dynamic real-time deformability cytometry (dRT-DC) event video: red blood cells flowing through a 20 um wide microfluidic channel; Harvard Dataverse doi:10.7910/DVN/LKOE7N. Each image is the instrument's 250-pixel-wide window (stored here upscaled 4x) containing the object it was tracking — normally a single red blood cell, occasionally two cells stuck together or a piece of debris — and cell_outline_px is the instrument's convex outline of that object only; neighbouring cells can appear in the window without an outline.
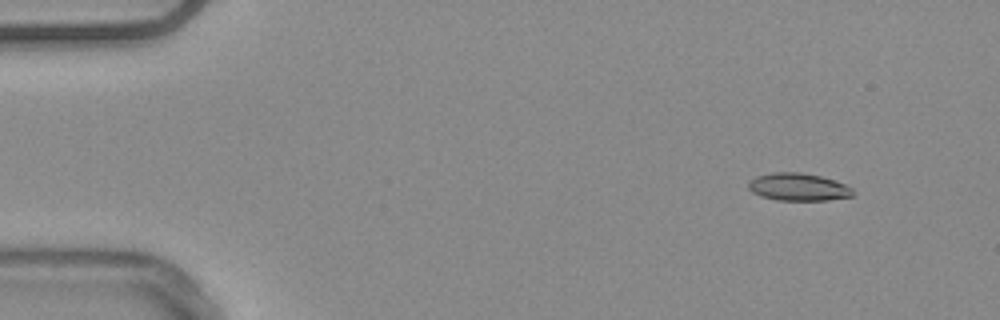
{"species": "common noctule bat (a hibernating species)", "species_latin": "Nyctalus noctula", "temperature_condition": "warm", "stored_images_in_passage": 51, "camera_frame_rate_fps": 3000, "um_per_image_px": 0.085, "animal": {"sex": "male", "body_mass_g": 20.4}, "frame": {"image": 1, "passage_image": 2, "time_ms": 0.333, "image_size_px": [1000, 320], "cell_outline_px": [[852, 196], [828, 200], [776, 200], [760, 196], [752, 192], [748, 188], [748, 180], [756, 176], [772, 172], [800, 172], [820, 176], [844, 184], [852, 188]], "centroid_in_image_um": [67.79, 15.89], "position_along_channel_um": 17.2, "area_um2": 16.76}}
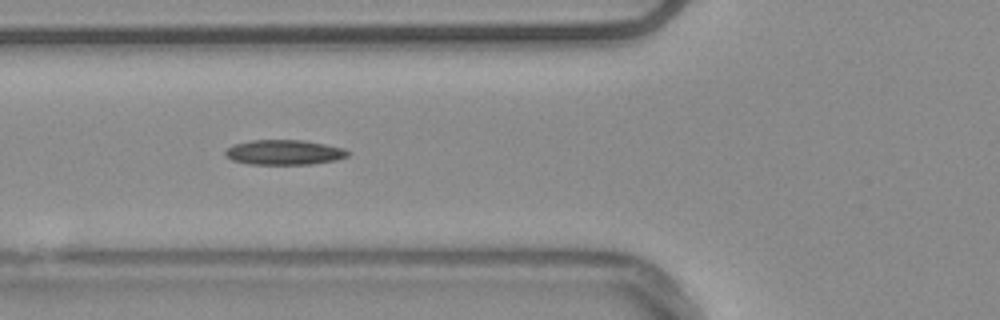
{"frame": {"image": 2, "passage_image": 17, "time_ms": 5.333, "image_size_px": [1000, 320], "cell_outline_px": [[348, 156], [336, 160], [312, 164], [248, 164], [232, 160], [224, 156], [224, 152], [232, 144], [252, 140], [304, 140], [344, 148], [348, 152]], "centroid_in_image_um": [24.12, 12.95], "position_along_channel_um": 101.7, "area_um2": 17.86}}
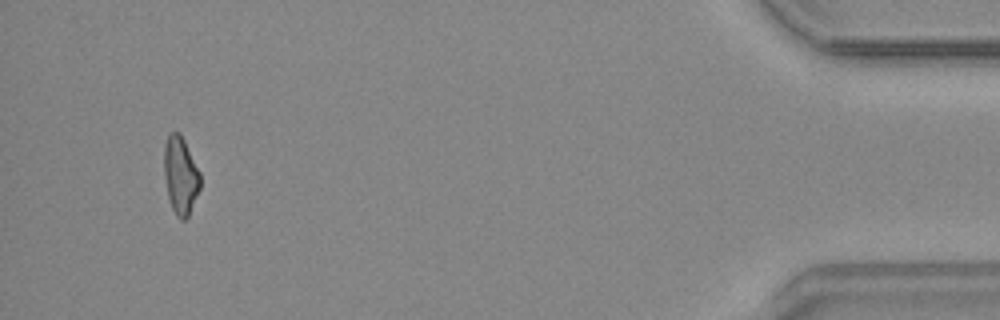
{"frame": {"image": 3, "passage_image": 48, "time_ms": 15.667, "image_size_px": [1000, 320], "cell_outline_px": [[200, 188], [188, 216], [184, 220], [180, 220], [176, 216], [172, 208], [168, 196], [164, 176], [164, 144], [168, 136], [172, 132], [180, 132], [200, 172]], "centroid_in_image_um": [15.34, 14.91], "position_along_channel_um": 419.9, "area_um2": 16.3}, "authors_computed_cell_mechanics": {"area_um2": 16.9354, "velocity_mm_per_s": 3.7867, "shape_relaxation_time_tau1_ms": null, "shape_relaxation_time_tau2_ms": 7.0512, "deformation_change_tau1": null, "deformation_change_tau2": 0.1825}}